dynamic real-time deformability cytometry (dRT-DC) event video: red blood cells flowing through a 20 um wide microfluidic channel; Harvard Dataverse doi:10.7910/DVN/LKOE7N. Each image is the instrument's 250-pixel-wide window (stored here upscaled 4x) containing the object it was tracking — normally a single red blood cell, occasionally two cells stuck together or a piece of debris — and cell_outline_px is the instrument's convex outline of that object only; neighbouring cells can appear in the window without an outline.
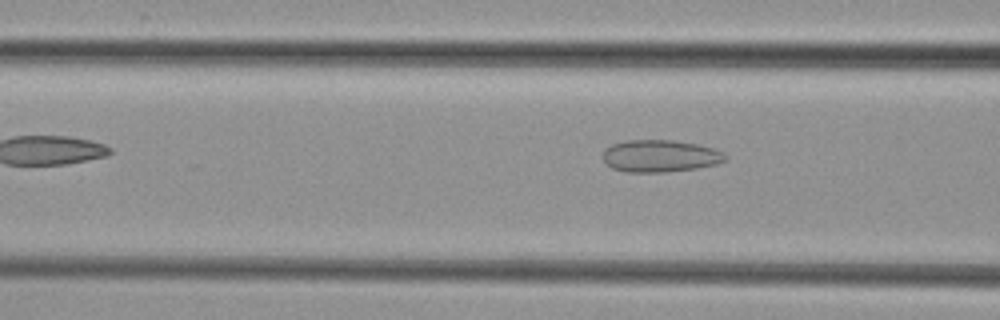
{"species": "common noctule bat (a hibernating species)", "species_latin": "Nyctalus noctula", "temperature_condition": "cold", "stored_images_in_passage": 5, "camera_frame_rate_fps": 3000, "um_per_image_px": 0.085, "animal": {"sex": "female", "body_mass_g": 29.2, "forearm_length_mm": 56.3}, "frame": {"image": 1, "passage_image": 5, "time_ms": 4.667, "image_size_px": [1000, 320], "cell_outline_px": [[728, 160], [716, 164], [696, 168], [664, 172], [624, 172], [612, 168], [604, 160], [604, 148], [612, 144], [624, 140], [672, 140], [696, 144], [712, 148], [724, 152], [728, 156]], "centroid_in_image_um": [56.12, 13.26], "position_along_channel_um": 110.5, "area_um2": 23.0}}